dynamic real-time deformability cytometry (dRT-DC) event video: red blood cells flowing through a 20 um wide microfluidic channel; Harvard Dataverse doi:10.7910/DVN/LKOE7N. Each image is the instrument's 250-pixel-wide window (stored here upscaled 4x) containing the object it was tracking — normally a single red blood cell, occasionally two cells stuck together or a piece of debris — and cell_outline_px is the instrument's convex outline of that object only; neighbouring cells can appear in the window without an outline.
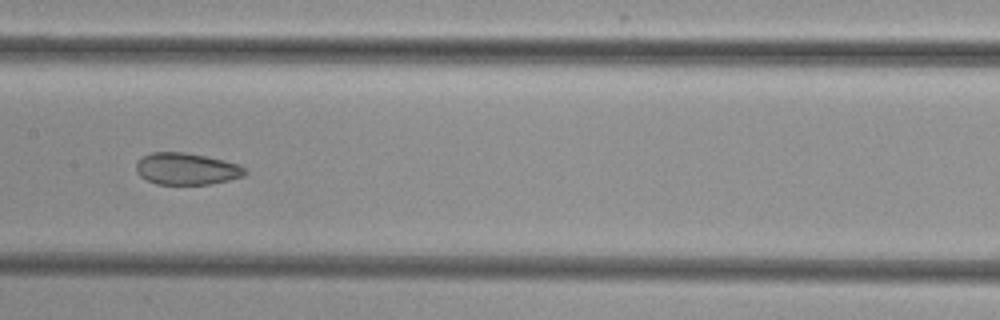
{"species": "common noctule bat (a hibernating species)", "species_latin": "Nyctalus noctula", "temperature_condition": "cold", "stored_images_in_passage": 10, "camera_frame_rate_fps": 3000, "um_per_image_px": 0.085, "animal": {"sex": "female", "body_mass_g": 29.2, "forearm_length_mm": 56.3}, "frame": {"image": 1, "passage_image": 9, "time_ms": 10.333, "image_size_px": [1000, 320], "cell_outline_px": [[248, 172], [244, 176], [228, 180], [208, 184], [156, 184], [140, 176], [136, 172], [136, 160], [152, 152], [184, 152], [224, 160], [236, 164], [244, 168]], "centroid_in_image_um": [15.83, 14.35], "position_along_channel_um": 191.6, "area_um2": 20.06}}
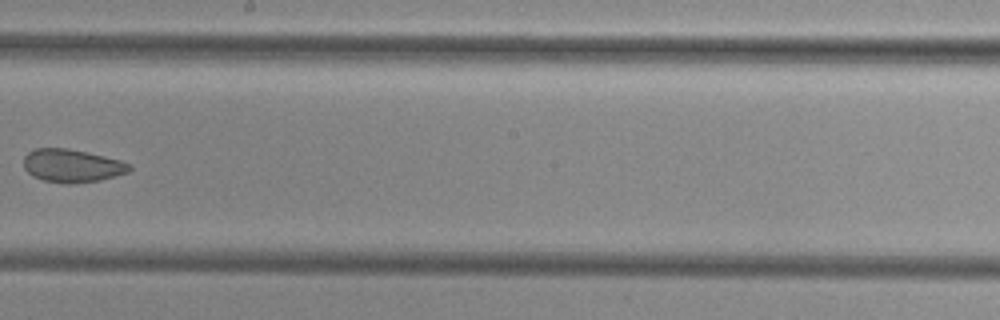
{"frame": {"image": 2, "passage_image": 10, "time_ms": 11.667, "image_size_px": [1000, 320], "cell_outline_px": [[132, 168], [128, 172], [116, 176], [100, 180], [76, 184], [64, 184], [44, 180], [32, 176], [24, 168], [24, 156], [28, 152], [36, 148], [68, 148], [104, 156], [120, 160], [132, 164]], "centroid_in_image_um": [6.13, 14.09], "position_along_channel_um": 242.1, "area_um2": 20.58}}